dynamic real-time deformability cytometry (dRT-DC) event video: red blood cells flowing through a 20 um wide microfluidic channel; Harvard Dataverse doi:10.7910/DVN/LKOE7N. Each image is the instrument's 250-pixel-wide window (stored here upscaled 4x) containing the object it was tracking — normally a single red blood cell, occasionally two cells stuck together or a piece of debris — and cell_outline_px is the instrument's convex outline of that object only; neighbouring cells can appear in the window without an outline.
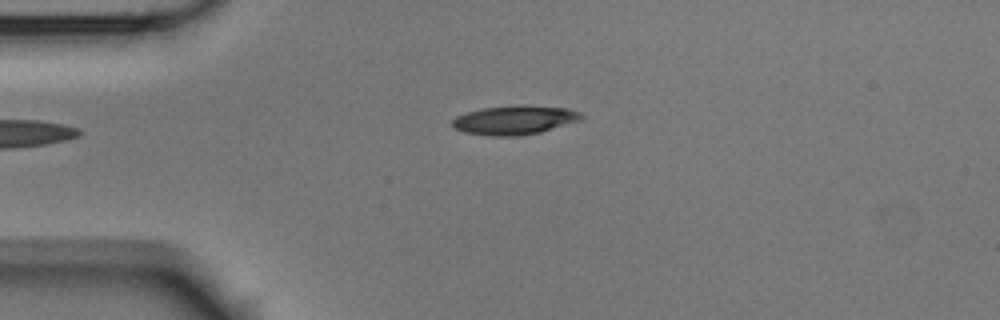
{"species": "Egyptian fruit bat (a non-hibernating species)", "species_latin": "Rousettus aegyptiacus", "temperature_condition": "room temperature", "stored_images_in_passage": 3, "camera_frame_rate_fps": 3000, "um_per_image_px": 0.085, "animal": {"sex": "male"}, "frame": {"image": 1, "passage_image": 3, "time_ms": 0.667, "image_size_px": [1000, 320], "cell_outline_px": [[584, 116], [580, 120], [540, 132], [516, 136], [492, 136], [464, 132], [456, 128], [452, 124], [452, 120], [456, 116], [468, 112], [484, 108], [520, 104], [524, 104], [564, 108], [580, 112]], "centroid_in_image_um": [43.74, 10.19], "position_along_channel_um": 41.3, "area_um2": 21.68}}